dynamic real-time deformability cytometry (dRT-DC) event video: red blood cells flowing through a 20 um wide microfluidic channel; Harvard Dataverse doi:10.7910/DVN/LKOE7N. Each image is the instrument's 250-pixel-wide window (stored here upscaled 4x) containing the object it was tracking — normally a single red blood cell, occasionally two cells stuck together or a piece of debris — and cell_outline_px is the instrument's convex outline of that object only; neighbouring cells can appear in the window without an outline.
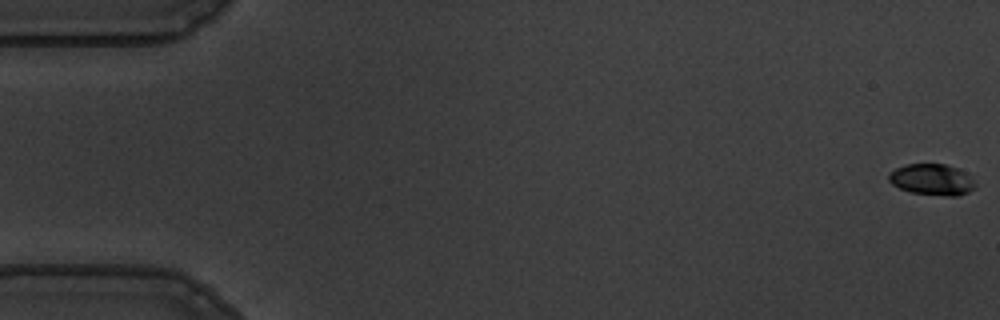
{"species": "common noctule bat (a hibernating species)", "species_latin": "Nyctalus noctula", "temperature_condition": "warm", "stored_images_in_passage": 57, "camera_frame_rate_fps": 3000, "um_per_image_px": 0.085, "animal": {"sex": "male", "body_mass_g": 19.5, "forearm_length_mm": 54.6}, "frame": {"image": 1, "passage_image": 1, "time_ms": 0.0, "image_size_px": [1000, 320], "cell_outline_px": [[976, 188], [960, 196], [948, 196], [912, 192], [900, 188], [892, 184], [888, 180], [888, 172], [904, 164], [944, 164], [956, 168], [964, 172], [976, 184]], "centroid_in_image_um": [79.2, 15.26], "position_along_channel_um": 5.8, "area_um2": 15.66}}
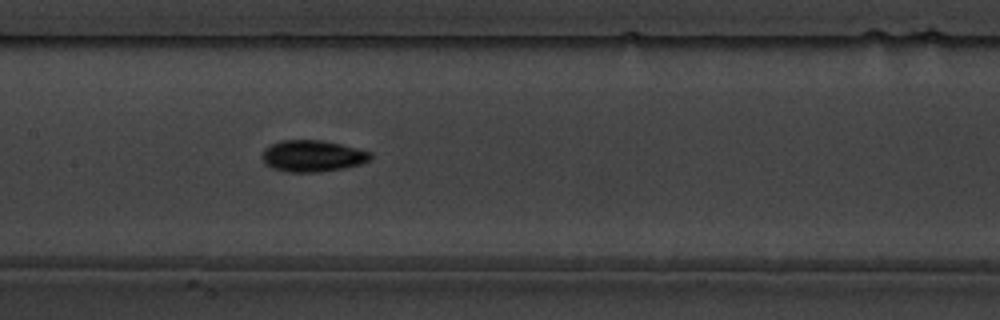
{"frame": {"image": 2, "passage_image": 28, "time_ms": 9.0, "image_size_px": [1000, 320], "cell_outline_px": [[372, 156], [368, 160], [360, 164], [344, 168], [316, 172], [288, 172], [272, 168], [264, 164], [260, 156], [264, 148], [280, 140], [320, 140], [340, 144], [372, 152]], "centroid_in_image_um": [26.51, 13.26], "position_along_channel_um": 180.9, "area_um2": 19.94}}
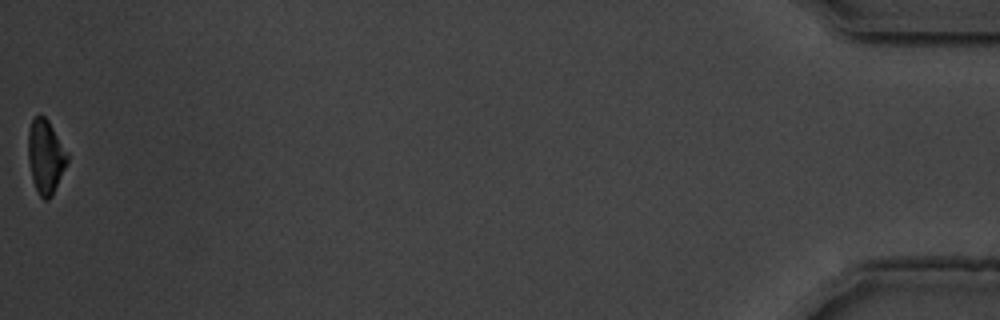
{"frame": {"image": 3, "passage_image": 57, "time_ms": 18.667, "image_size_px": [1000, 320], "cell_outline_px": [[68, 160], [52, 196], [48, 200], [44, 200], [40, 196], [32, 180], [28, 160], [28, 132], [32, 120], [36, 116], [44, 116], [48, 120], [68, 152]], "centroid_in_image_um": [3.87, 13.31], "position_along_channel_um": 431.3, "area_um2": 16.76}, "authors_computed_cell_mechanics": {"area_um2": 18.0336, "velocity_mm_per_s": 3.6138, "shape_relaxation_time_tau1_ms": 3.9665, "shape_relaxation_time_tau2_ms": 4.5634, "deformation_change_tau1": 0.1423, "deformation_change_tau2": 0.0829}}